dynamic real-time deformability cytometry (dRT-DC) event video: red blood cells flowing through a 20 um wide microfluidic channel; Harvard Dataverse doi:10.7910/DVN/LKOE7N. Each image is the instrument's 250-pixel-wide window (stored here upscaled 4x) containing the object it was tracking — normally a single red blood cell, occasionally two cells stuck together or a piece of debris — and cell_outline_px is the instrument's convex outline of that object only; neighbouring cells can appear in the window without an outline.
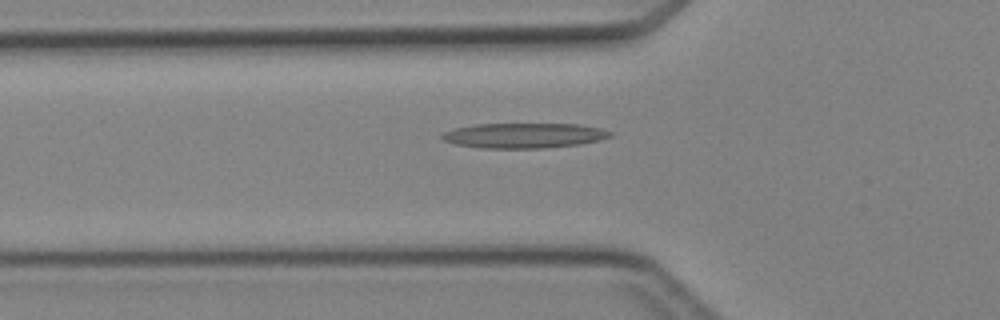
{"species": "Egyptian fruit bat (a non-hibernating species)", "species_latin": "Rousettus aegyptiacus", "temperature_condition": "cold", "stored_images_in_passage": 3, "camera_frame_rate_fps": 3000, "um_per_image_px": 0.085, "animal": {"sex": "female"}, "frame": {"image": 1, "passage_image": 3, "time_ms": 3.0, "image_size_px": [1000, 320], "cell_outline_px": [[612, 136], [600, 140], [580, 144], [544, 148], [480, 148], [456, 144], [444, 140], [440, 136], [444, 132], [456, 128], [476, 124], [580, 124], [600, 128], [612, 132]], "centroid_in_image_um": [44.57, 11.52], "position_along_channel_um": 81.2, "area_um2": 24.51}}